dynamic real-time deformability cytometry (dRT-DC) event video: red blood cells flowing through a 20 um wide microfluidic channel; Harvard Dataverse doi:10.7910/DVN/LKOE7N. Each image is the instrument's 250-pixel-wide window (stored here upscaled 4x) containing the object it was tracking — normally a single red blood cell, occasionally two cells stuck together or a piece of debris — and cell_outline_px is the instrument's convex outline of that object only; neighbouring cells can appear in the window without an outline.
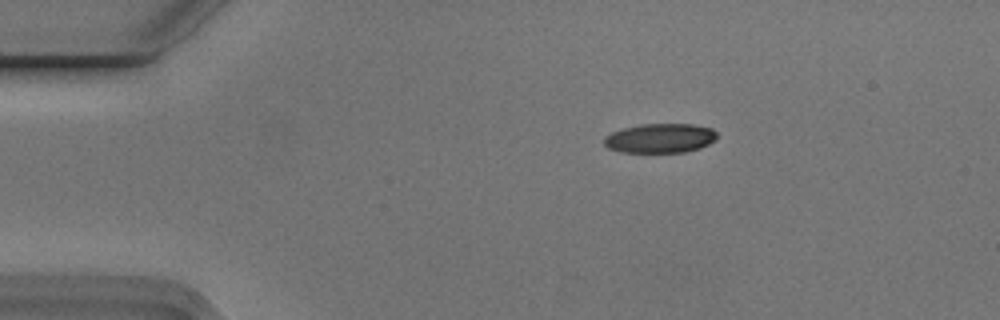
{"species": "Egyptian fruit bat (a non-hibernating species)", "species_latin": "Rousettus aegyptiacus", "temperature_condition": "cold", "stored_images_in_passage": 2, "camera_frame_rate_fps": 3000, "um_per_image_px": 0.085, "animal": {"sex": "male"}, "frame": {"image": 1, "passage_image": 1, "time_ms": 0.0, "image_size_px": [1000, 320], "cell_outline_px": [[716, 140], [700, 148], [684, 152], [620, 152], [608, 148], [604, 144], [604, 136], [612, 132], [624, 128], [640, 124], [692, 124], [712, 128], [716, 132]], "centroid_in_image_um": [56.1, 11.74], "position_along_channel_um": 28.9, "area_um2": 19.36}}